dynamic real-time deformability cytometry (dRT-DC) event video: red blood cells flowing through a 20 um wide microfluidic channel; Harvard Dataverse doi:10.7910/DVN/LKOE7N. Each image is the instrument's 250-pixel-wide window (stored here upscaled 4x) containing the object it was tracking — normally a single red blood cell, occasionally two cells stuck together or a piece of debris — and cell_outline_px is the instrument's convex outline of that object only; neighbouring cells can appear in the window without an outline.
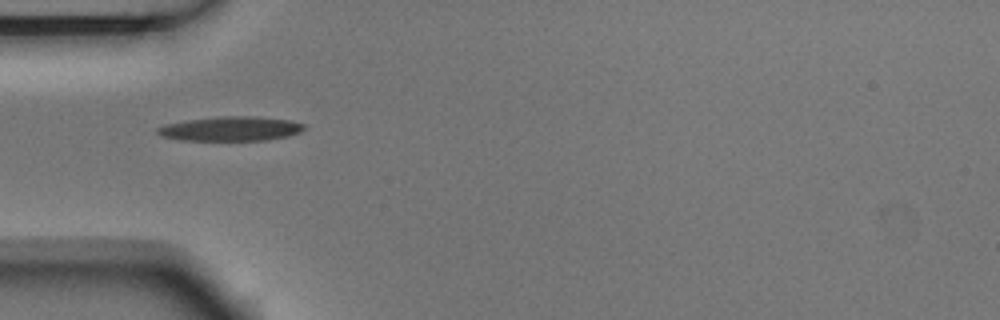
{"species": "Egyptian fruit bat (a non-hibernating species)", "species_latin": "Rousettus aegyptiacus", "temperature_condition": "room temperature", "stored_images_in_passage": 1, "camera_frame_rate_fps": 3000, "um_per_image_px": 0.085, "animal": {"sex": "male"}, "frame": {"image": 1, "passage_image": 1, "time_ms": 0.0, "image_size_px": [1000, 320], "cell_outline_px": [[304, 128], [300, 132], [288, 136], [268, 140], [180, 140], [160, 136], [156, 132], [156, 128], [164, 124], [188, 120], [220, 116], [252, 116], [288, 120], [304, 124]], "centroid_in_image_um": [19.57, 10.94], "position_along_channel_um": 65.4, "area_um2": 20.81}}